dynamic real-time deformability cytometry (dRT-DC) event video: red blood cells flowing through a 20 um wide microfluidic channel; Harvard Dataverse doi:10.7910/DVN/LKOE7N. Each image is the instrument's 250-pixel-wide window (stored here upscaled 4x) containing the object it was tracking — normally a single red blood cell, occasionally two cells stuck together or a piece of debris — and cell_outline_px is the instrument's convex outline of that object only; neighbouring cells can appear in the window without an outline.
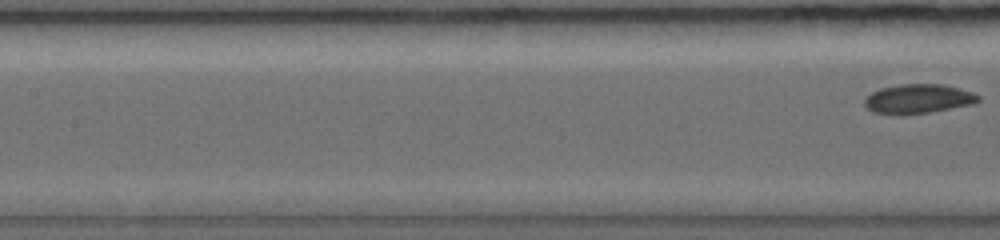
{"species": "common noctule bat (a hibernating species)", "species_latin": "Nyctalus noctula", "temperature_condition": "warm", "stored_images_in_passage": 4, "camera_frame_rate_fps": 5000, "um_per_image_px": 0.085, "animal": {"sex": "female", "body_mass_g": 19.0, "forearm_length_mm": 56.7}, "frame": {"image": 1, "passage_image": 4, "time_ms": 3.4, "image_size_px": [1000, 240], "cell_outline_px": [[980, 100], [972, 104], [928, 112], [900, 116], [872, 112], [864, 104], [864, 100], [872, 92], [880, 88], [900, 84], [944, 84], [960, 88], [972, 92], [980, 96]], "centroid_in_image_um": [78.02, 8.4], "position_along_channel_um": 129.4, "area_um2": 19.54}}